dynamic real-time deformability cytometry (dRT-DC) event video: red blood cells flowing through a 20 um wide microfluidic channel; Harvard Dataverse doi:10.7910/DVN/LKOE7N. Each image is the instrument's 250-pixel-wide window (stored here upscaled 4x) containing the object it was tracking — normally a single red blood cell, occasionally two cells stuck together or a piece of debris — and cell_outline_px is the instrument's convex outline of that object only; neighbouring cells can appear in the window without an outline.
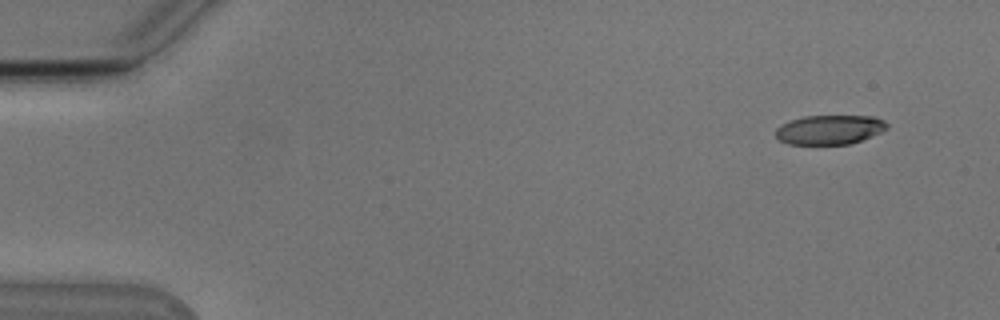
{"species": "Egyptian fruit bat (a non-hibernating species)", "species_latin": "Rousettus aegyptiacus", "temperature_condition": "cold", "stored_images_in_passage": 8, "camera_frame_rate_fps": 3000, "um_per_image_px": 0.085, "animal": {"sex": "male"}, "frame": {"image": 1, "passage_image": 1, "time_ms": 0.0, "image_size_px": [1000, 320], "cell_outline_px": [[888, 128], [872, 136], [848, 144], [788, 144], [780, 140], [776, 136], [776, 128], [780, 124], [804, 116], [876, 116], [884, 120], [888, 124]], "centroid_in_image_um": [70.52, 11.01], "position_along_channel_um": 14.5, "area_um2": 19.02}}